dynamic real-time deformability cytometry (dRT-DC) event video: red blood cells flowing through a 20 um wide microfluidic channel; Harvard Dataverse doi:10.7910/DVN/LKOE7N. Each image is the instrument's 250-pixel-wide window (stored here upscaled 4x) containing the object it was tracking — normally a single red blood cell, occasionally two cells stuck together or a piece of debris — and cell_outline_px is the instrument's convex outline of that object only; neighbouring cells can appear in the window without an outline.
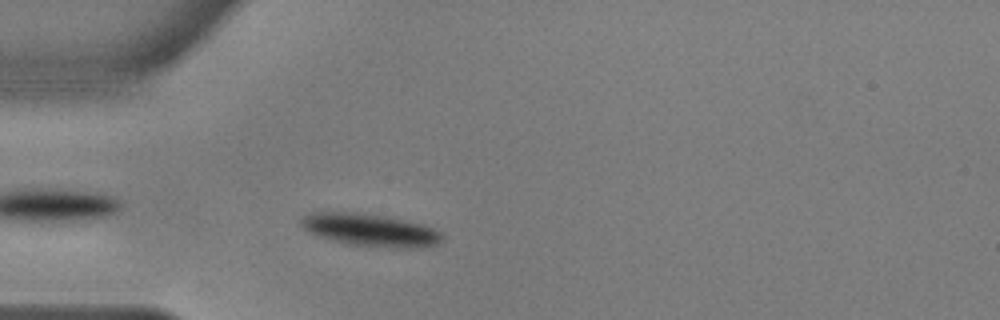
{"species": "common noctule bat (a hibernating species)", "species_latin": "Nyctalus noctula", "temperature_condition": "warm", "stored_images_in_passage": 44, "camera_frame_rate_fps": 3000, "um_per_image_px": 0.085, "animal": {"sex": "male", "body_mass_g": 17.9, "forearm_length_mm": 54.2}, "frame": {"image": 1, "passage_image": 4, "time_ms": 1.0, "image_size_px": [1000, 320], "cell_outline_px": [[444, 240], [436, 244], [420, 248], [376, 248], [348, 244], [328, 240], [316, 236], [308, 232], [300, 224], [300, 220], [304, 216], [312, 212], [356, 212], [384, 216], [424, 224], [436, 228], [444, 236]], "centroid_in_image_um": [31.49, 19.57], "position_along_channel_um": 53.5, "area_um2": 27.4}}
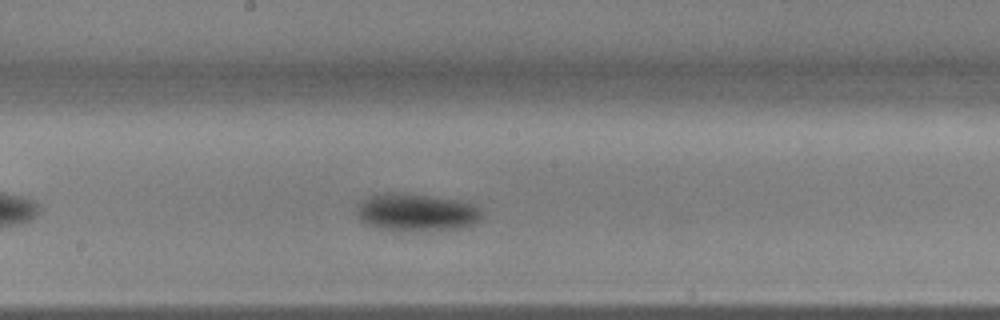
{"frame": {"image": 2, "passage_image": 18, "time_ms": 5.667, "image_size_px": [1000, 320], "cell_outline_px": [[484, 216], [480, 220], [472, 224], [460, 228], [384, 228], [364, 224], [360, 220], [356, 212], [356, 204], [368, 196], [384, 192], [400, 192], [460, 200], [476, 204], [480, 208]], "centroid_in_image_um": [35.39, 17.98], "position_along_channel_um": 212.8, "area_um2": 26.88}}
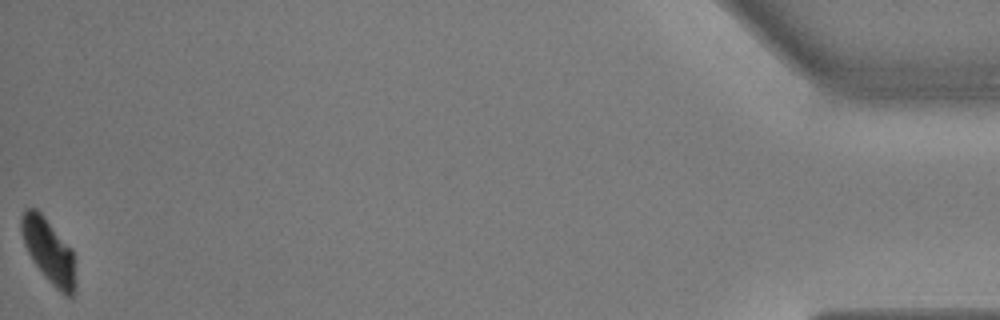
{"frame": {"image": 3, "passage_image": 44, "time_ms": 14.333, "image_size_px": [1000, 320], "cell_outline_px": [[76, 284], [72, 296], [64, 296], [44, 276], [32, 260], [24, 244], [20, 232], [20, 216], [24, 208], [36, 208], [44, 216], [72, 248]], "centroid_in_image_um": [4.12, 21.3], "position_along_channel_um": 431.1, "area_um2": 20.46}, "authors_computed_cell_mechanics": {"area_um2": 26.5302, "velocity_mm_per_s": 3.5955, "shape_relaxation_time_tau1_ms": 1.6876, "shape_relaxation_time_tau2_ms": null, "deformation_change_tau1": 0.0787, "deformation_change_tau2": null}}